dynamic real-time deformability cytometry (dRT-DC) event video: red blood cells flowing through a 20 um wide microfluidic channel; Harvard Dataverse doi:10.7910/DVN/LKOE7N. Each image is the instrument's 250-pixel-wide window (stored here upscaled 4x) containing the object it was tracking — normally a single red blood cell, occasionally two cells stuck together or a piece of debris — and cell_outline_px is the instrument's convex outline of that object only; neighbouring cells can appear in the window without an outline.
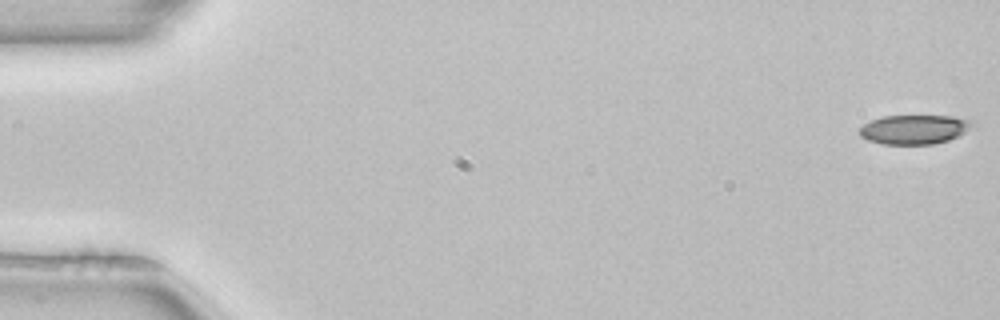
{"species": "common noctule bat (a hibernating species)", "species_latin": "Nyctalus noctula", "temperature_condition": "room temperature", "stored_images_in_passage": 14, "camera_frame_rate_fps": 3000, "um_per_image_px": 0.085, "animal": {"sex": "female", "body_mass_g": 22.7, "forearm_length_mm": 54.2}, "frame": {"image": 1, "passage_image": 1, "time_ms": 0.0, "image_size_px": [1000, 320], "cell_outline_px": [[976, 124], [964, 132], [948, 140], [932, 144], [880, 144], [868, 140], [860, 136], [860, 128], [864, 124], [872, 120], [884, 116], [952, 116], [972, 120]], "centroid_in_image_um": [77.72, 11.0], "position_along_channel_um": 7.3, "area_um2": 19.13}}